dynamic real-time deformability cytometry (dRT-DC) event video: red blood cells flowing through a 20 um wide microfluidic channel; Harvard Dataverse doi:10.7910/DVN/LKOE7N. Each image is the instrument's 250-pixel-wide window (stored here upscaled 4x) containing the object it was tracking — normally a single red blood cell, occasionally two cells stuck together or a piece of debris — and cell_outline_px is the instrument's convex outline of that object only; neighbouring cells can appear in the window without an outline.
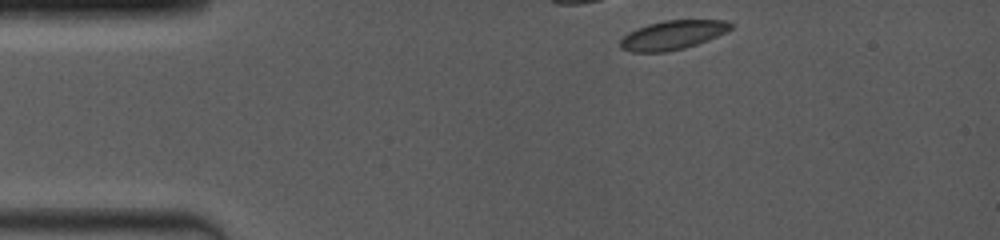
{"species": "common noctule bat (a hibernating species)", "species_latin": "Nyctalus noctula", "temperature_condition": "room temperature", "stored_images_in_passage": 30, "camera_frame_rate_fps": 4000, "um_per_image_px": 0.085, "animal": {"sex": "female", "body_mass_g": 19.0, "forearm_length_mm": 53.3}, "frame": {"image": 1, "passage_image": 1, "time_ms": 0.0, "image_size_px": [1000, 240], "cell_outline_px": [[732, 28], [708, 40], [684, 48], [668, 52], [632, 52], [620, 48], [620, 40], [628, 32], [636, 28], [648, 24], [664, 20], [724, 20], [732, 24]], "centroid_in_image_um": [57.13, 2.98], "position_along_channel_um": 27.9, "area_um2": 18.61}}